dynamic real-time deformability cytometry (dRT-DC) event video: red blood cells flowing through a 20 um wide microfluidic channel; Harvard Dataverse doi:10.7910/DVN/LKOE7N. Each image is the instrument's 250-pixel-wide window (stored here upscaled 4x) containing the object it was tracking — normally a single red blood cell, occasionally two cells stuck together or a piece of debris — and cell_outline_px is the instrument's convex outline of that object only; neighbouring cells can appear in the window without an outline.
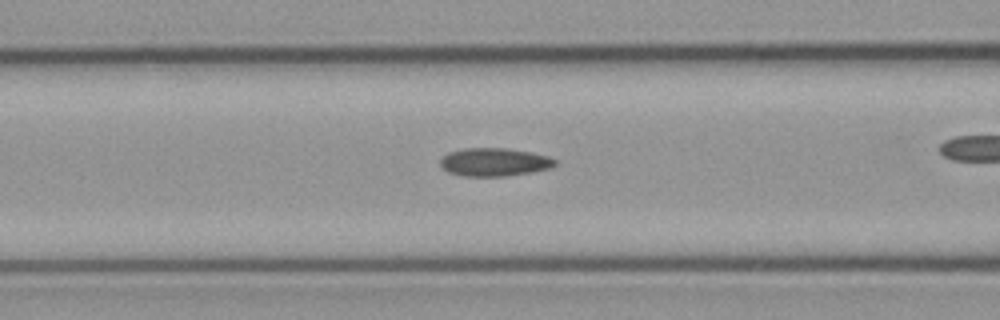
{"species": "common noctule bat (a hibernating species)", "species_latin": "Nyctalus noctula", "temperature_condition": "cold", "stored_images_in_passage": 27, "camera_frame_rate_fps": 3000, "um_per_image_px": 0.085, "animal": {"sex": "male", "body_mass_g": 23.1, "forearm_length_mm": 52.7}, "frame": {"image": 1, "passage_image": 5, "time_ms": 1.333, "image_size_px": [1000, 320], "cell_outline_px": [[556, 164], [548, 168], [532, 172], [504, 176], [464, 176], [448, 172], [440, 164], [440, 160], [448, 152], [464, 148], [508, 148], [548, 156], [556, 160]], "centroid_in_image_um": [41.99, 13.77], "position_along_channel_um": 124.6, "area_um2": 18.67}}
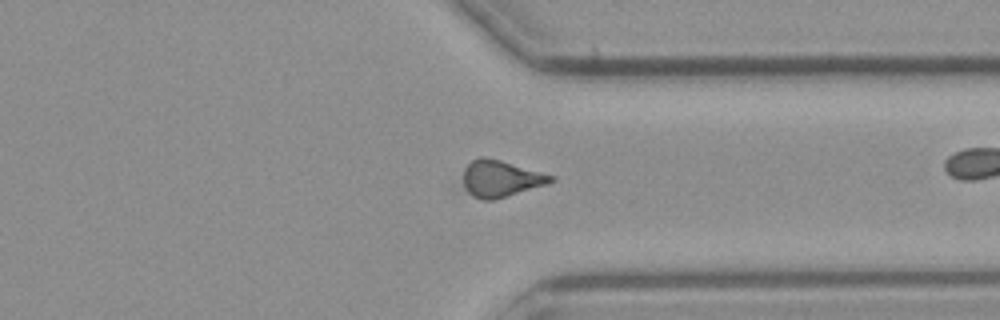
{"frame": {"image": 2, "passage_image": 25, "time_ms": 8.0, "image_size_px": [1000, 320], "cell_outline_px": [[556, 180], [548, 184], [492, 200], [480, 200], [464, 192], [460, 188], [464, 168], [472, 160], [480, 156], [484, 156], [500, 160], [556, 176]], "centroid_in_image_um": [42.49, 15.19], "position_along_channel_um": 368.9, "area_um2": 19.19}}